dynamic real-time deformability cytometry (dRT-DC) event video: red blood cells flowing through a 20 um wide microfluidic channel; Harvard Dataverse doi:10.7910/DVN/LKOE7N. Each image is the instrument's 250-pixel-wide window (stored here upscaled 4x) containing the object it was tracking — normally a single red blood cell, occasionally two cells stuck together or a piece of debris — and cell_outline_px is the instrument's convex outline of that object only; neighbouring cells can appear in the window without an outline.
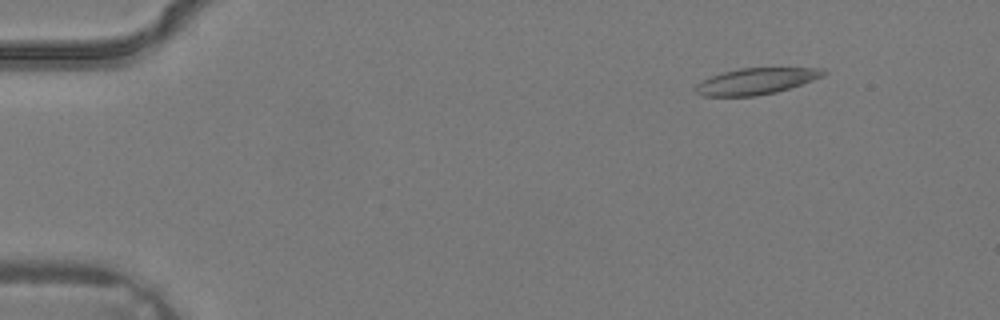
{"species": "common noctule bat (a hibernating species)", "species_latin": "Nyctalus noctula", "temperature_condition": "warm", "stored_images_in_passage": 3, "camera_frame_rate_fps": 3000, "um_per_image_px": 0.085, "animal": {"sex": "male", "body_mass_g": 19.2, "forearm_length_mm": 51.8}, "frame": {"image": 1, "passage_image": 3, "time_ms": 0.667, "image_size_px": [1000, 320], "cell_outline_px": [[828, 72], [824, 76], [776, 92], [756, 96], [704, 96], [696, 92], [696, 84], [712, 76], [724, 72], [740, 68], [824, 68]], "centroid_in_image_um": [64.3, 6.9], "position_along_channel_um": 20.7, "area_um2": 19.31}}